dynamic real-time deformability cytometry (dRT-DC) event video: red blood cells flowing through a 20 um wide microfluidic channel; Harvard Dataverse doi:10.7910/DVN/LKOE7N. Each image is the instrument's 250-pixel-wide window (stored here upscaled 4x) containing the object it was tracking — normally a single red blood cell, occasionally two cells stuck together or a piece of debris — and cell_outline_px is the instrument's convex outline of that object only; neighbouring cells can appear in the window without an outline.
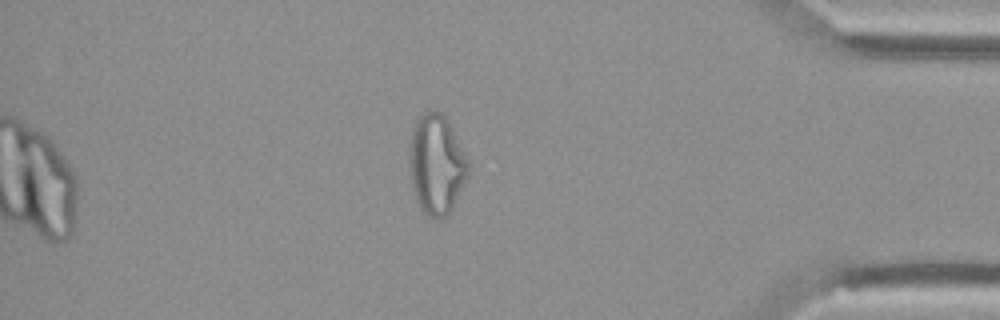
{"species": "Egyptian fruit bat (a non-hibernating species)", "species_latin": "Rousettus aegyptiacus", "temperature_condition": "cold", "stored_images_in_passage": 44, "camera_frame_rate_fps": 3000, "um_per_image_px": 0.085, "animal": {"sex": "female"}, "frame": {"image": 1, "passage_image": 44, "time_ms": 14.333, "image_size_px": [1000, 320], "cell_outline_px": [[468, 176], [448, 216], [440, 220], [436, 220], [424, 216], [416, 200], [412, 188], [408, 152], [408, 148], [412, 128], [416, 120], [428, 108], [432, 108], [440, 112], [444, 116], [468, 160]], "centroid_in_image_um": [37.06, 14.02], "position_along_channel_um": 398.1, "area_um2": 34.56}}